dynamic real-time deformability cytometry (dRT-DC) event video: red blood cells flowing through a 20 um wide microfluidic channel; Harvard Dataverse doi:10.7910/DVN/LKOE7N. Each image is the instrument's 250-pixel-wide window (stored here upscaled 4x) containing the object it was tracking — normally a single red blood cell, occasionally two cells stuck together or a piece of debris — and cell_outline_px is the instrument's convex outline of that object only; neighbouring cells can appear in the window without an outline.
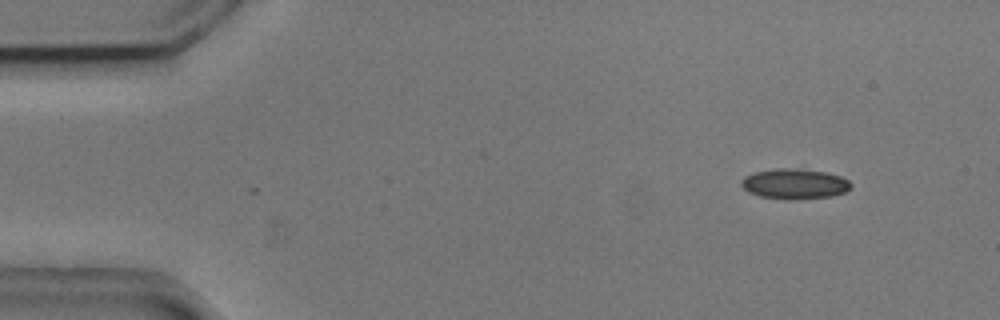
{"species": "common noctule bat (a hibernating species)", "species_latin": "Nyctalus noctula", "temperature_condition": "cold", "stored_images_in_passage": 5, "camera_frame_rate_fps": 3000, "um_per_image_px": 0.085, "animal": {"sex": "male", "body_mass_g": 20.5, "forearm_length_mm": 52.5}, "frame": {"image": 1, "passage_image": 1, "time_ms": 0.0, "image_size_px": [1000, 320], "cell_outline_px": [[852, 188], [844, 192], [832, 196], [760, 196], [748, 192], [740, 184], [740, 180], [744, 176], [756, 172], [776, 168], [800, 168], [824, 172], [840, 176], [848, 180], [852, 184]], "centroid_in_image_um": [67.54, 15.56], "position_along_channel_um": 17.5, "area_um2": 18.38}}
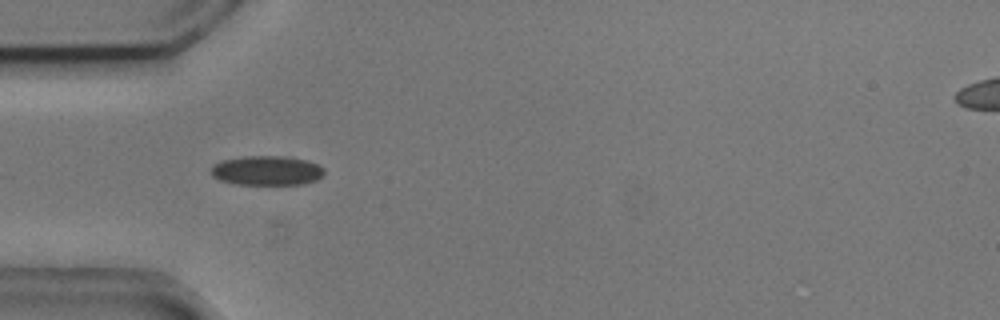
{"frame": {"image": 2, "passage_image": 4, "time_ms": 1.0, "image_size_px": [1000, 320], "cell_outline_px": [[324, 176], [316, 180], [300, 184], [240, 184], [220, 180], [212, 176], [212, 164], [224, 160], [248, 156], [284, 156], [304, 160], [316, 164], [324, 168]], "centroid_in_image_um": [22.69, 14.5], "position_along_channel_um": 62.3, "area_um2": 19.19}}